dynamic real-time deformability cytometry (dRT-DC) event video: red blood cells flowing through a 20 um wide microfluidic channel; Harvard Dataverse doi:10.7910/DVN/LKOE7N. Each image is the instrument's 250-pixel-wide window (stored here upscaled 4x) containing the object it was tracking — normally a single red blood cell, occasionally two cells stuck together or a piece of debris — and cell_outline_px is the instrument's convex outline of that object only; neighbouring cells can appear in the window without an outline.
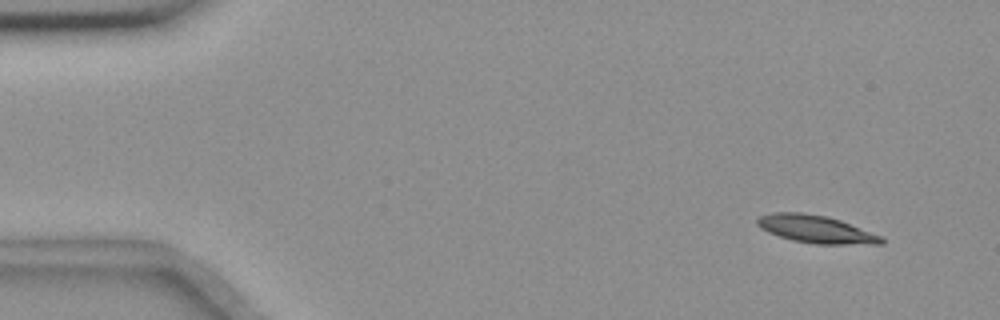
{"species": "common noctule bat (a hibernating species)", "species_latin": "Nyctalus noctula", "temperature_condition": "room temperature", "stored_images_in_passage": 56, "camera_frame_rate_fps": 3000, "um_per_image_px": 0.085, "animal": {"sex": "female", "body_mass_g": 18.4}, "frame": {"image": 1, "passage_image": 5, "time_ms": 1.333, "image_size_px": [1000, 320], "cell_outline_px": [[884, 244], [816, 244], [792, 240], [768, 232], [760, 228], [756, 224], [756, 220], [760, 216], [772, 212], [800, 212], [828, 216], [840, 220], [880, 236], [884, 240]], "centroid_in_image_um": [69.31, 19.47], "position_along_channel_um": 15.7, "area_um2": 19.88}}
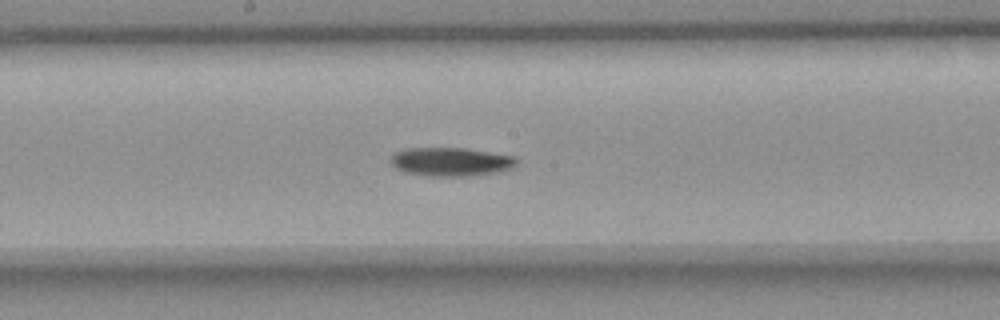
{"frame": {"image": 2, "passage_image": 30, "time_ms": 9.667, "image_size_px": [1000, 320], "cell_outline_px": [[516, 164], [512, 168], [500, 172], [472, 176], [428, 176], [404, 172], [396, 168], [388, 160], [396, 152], [404, 148], [464, 148], [516, 156]], "centroid_in_image_um": [38.32, 13.75], "position_along_channel_um": 209.9, "area_um2": 21.21}}
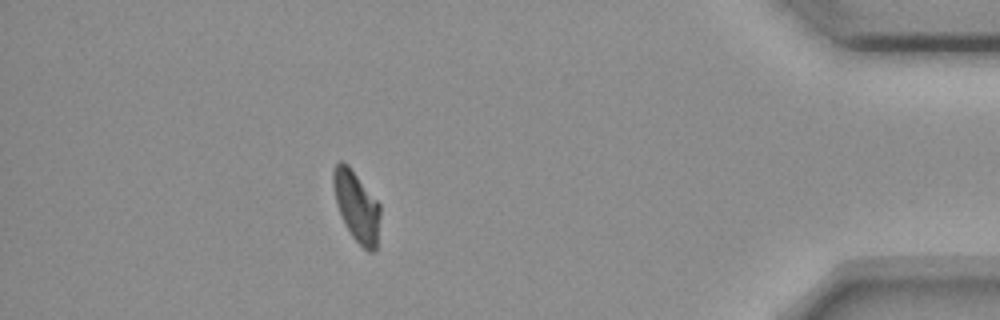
{"frame": {"image": 3, "passage_image": 50, "time_ms": 16.333, "image_size_px": [1000, 320], "cell_outline_px": [[380, 216], [376, 248], [372, 252], [368, 252], [352, 236], [336, 204], [332, 184], [332, 172], [336, 164], [340, 160], [344, 160], [348, 164], [380, 204]], "centroid_in_image_um": [30.3, 17.48], "position_along_channel_um": 404.9, "area_um2": 19.07}, "authors_computed_cell_mechanics": {"area_um2": 20.2589, "velocity_mm_per_s": 3.6354, "shape_relaxation_time_tau1_ms": 4.2921, "shape_relaxation_time_tau2_ms": null, "deformation_change_tau1": 0.1271, "deformation_change_tau2": null}}